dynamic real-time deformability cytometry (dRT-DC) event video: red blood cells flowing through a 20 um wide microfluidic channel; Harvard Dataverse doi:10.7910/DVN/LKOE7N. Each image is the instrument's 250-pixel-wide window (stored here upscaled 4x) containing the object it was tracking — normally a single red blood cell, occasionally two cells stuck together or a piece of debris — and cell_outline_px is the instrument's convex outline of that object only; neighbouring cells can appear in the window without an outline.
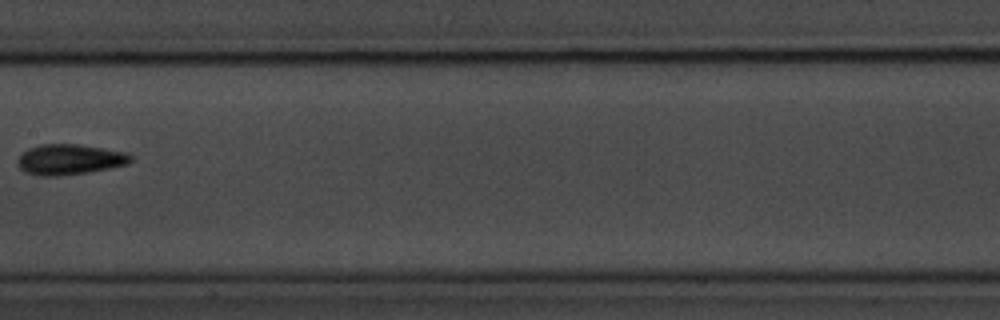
{"species": "common noctule bat (a hibernating species)", "species_latin": "Nyctalus noctula", "temperature_condition": "room temperature", "stored_images_in_passage": 10, "camera_frame_rate_fps": 3000, "um_per_image_px": 0.085, "animal": {"sex": "male", "body_mass_g": 20.1, "forearm_length_mm": 53.5}, "frame": {"image": 1, "passage_image": 4, "time_ms": 3.667, "image_size_px": [1000, 320], "cell_outline_px": [[132, 160], [128, 164], [112, 168], [88, 172], [56, 176], [40, 176], [24, 172], [16, 164], [16, 160], [28, 148], [40, 144], [80, 144], [128, 152], [132, 156]], "centroid_in_image_um": [5.93, 13.55], "position_along_channel_um": 201.5, "area_um2": 20.35}}
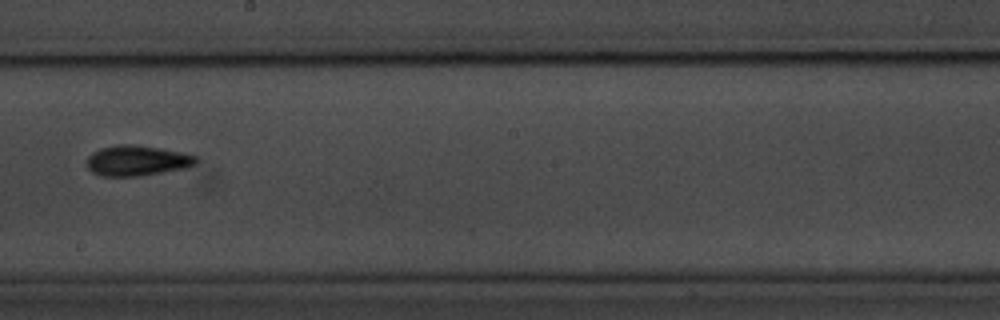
{"frame": {"image": 2, "passage_image": 5, "time_ms": 4.667, "image_size_px": [1000, 320], "cell_outline_px": [[196, 164], [184, 168], [136, 176], [100, 176], [92, 172], [88, 168], [88, 156], [92, 152], [100, 148], [120, 144], [136, 144], [184, 152], [196, 156]], "centroid_in_image_um": [11.63, 13.64], "position_along_channel_um": 236.6, "area_um2": 19.25}}